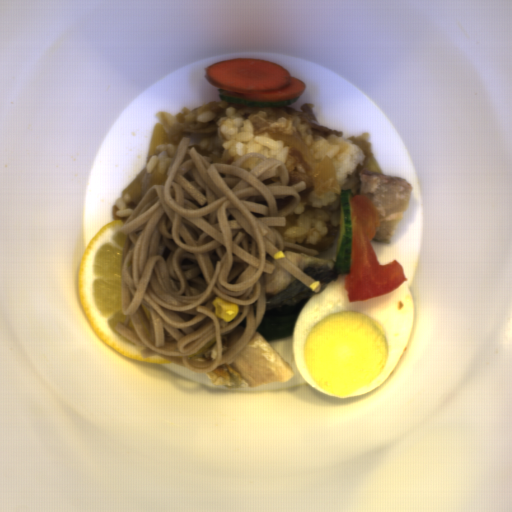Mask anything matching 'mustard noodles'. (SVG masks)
Wrapping results in <instances>:
<instances>
[{"label":"mustard noodles","mask_w":512,"mask_h":512,"mask_svg":"<svg viewBox=\"0 0 512 512\" xmlns=\"http://www.w3.org/2000/svg\"><path fill=\"white\" fill-rule=\"evenodd\" d=\"M181 137L164 184L141 196L119 229L132 245L121 266V314L113 326L139 348L180 357L199 374L232 362L258 331L267 308L265 274L284 242L304 180L289 185L284 162L251 151L231 165L214 162ZM216 296L239 305L232 322L214 316Z\"/></svg>","instance_id":"mustard-noodles-1"},{"label":"mustard noodles","mask_w":512,"mask_h":512,"mask_svg":"<svg viewBox=\"0 0 512 512\" xmlns=\"http://www.w3.org/2000/svg\"><path fill=\"white\" fill-rule=\"evenodd\" d=\"M286 270H288L296 279H298L305 287L310 286L316 279L310 277L303 270H301L298 266H296L293 262H291L286 255L279 261Z\"/></svg>","instance_id":"mustard-noodles-2"}]
</instances>
